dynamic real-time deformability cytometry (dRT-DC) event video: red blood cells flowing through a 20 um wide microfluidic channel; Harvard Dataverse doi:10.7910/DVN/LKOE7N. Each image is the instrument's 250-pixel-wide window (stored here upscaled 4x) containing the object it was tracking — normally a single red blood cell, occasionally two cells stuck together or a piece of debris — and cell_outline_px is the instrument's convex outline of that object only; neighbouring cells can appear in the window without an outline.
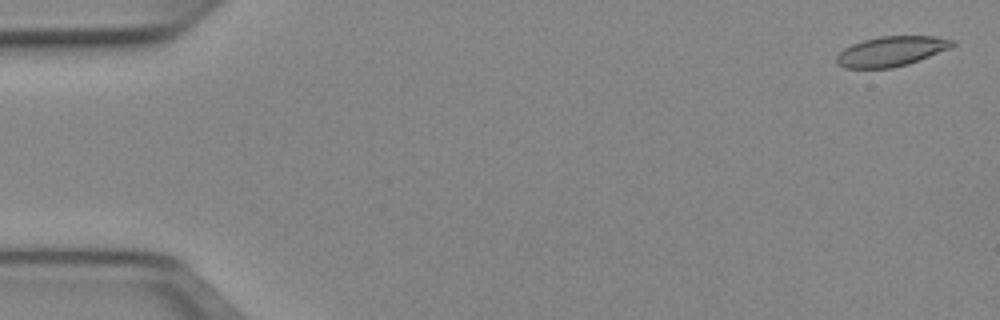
{"species": "Egyptian fruit bat (a non-hibernating species)", "species_latin": "Rousettus aegyptiacus", "temperature_condition": "cold", "stored_images_in_passage": 52, "camera_frame_rate_fps": 3000, "um_per_image_px": 0.085, "animal": {"sex": "female"}, "frame": {"image": 1, "passage_image": 2, "time_ms": 0.333, "image_size_px": [1000, 320], "cell_outline_px": [[956, 44], [952, 48], [908, 64], [892, 68], [844, 68], [836, 64], [836, 56], [844, 48], [852, 44], [864, 40], [880, 36], [936, 36], [956, 40]], "centroid_in_image_um": [75.79, 4.36], "position_along_channel_um": 9.2, "area_um2": 20.4}}
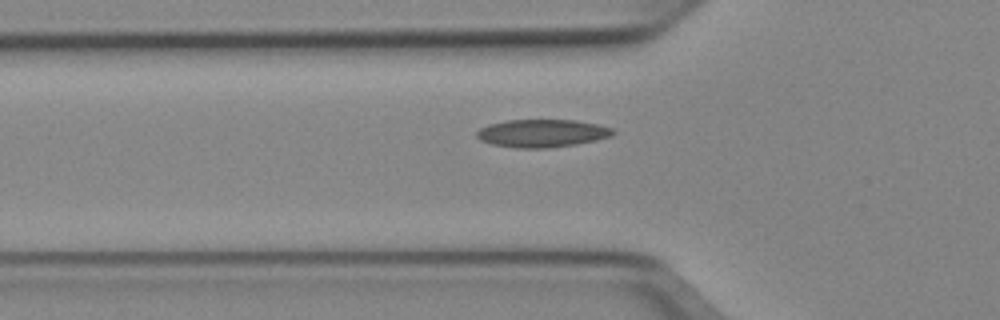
{"frame": {"image": 2, "passage_image": 18, "time_ms": 5.667, "image_size_px": [1000, 320], "cell_outline_px": [[616, 132], [612, 136], [596, 140], [576, 144], [548, 148], [516, 148], [492, 144], [480, 140], [476, 136], [476, 132], [480, 128], [488, 124], [504, 120], [576, 120], [596, 124], [612, 128]], "centroid_in_image_um": [46.06, 11.32], "position_along_channel_um": 79.7, "area_um2": 22.2}}
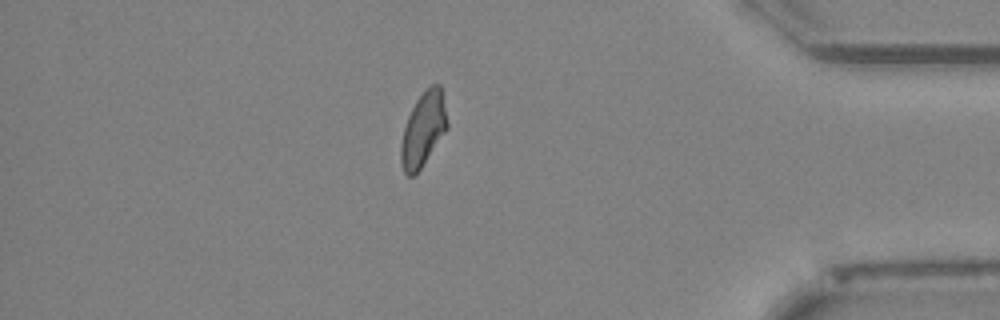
{"frame": {"image": 3, "passage_image": 45, "time_ms": 14.667, "image_size_px": [1000, 320], "cell_outline_px": [[448, 128], [420, 168], [412, 176], [408, 176], [404, 172], [400, 164], [400, 144], [404, 128], [408, 116], [416, 100], [432, 84], [440, 84], [448, 124]], "centroid_in_image_um": [35.96, 11.01], "position_along_channel_um": 399.2, "area_um2": 19.65}, "authors_computed_cell_mechanics": {"area_um2": 20.3456, "velocity_mm_per_s": 3.932, "shape_relaxation_time_tau1_ms": null, "shape_relaxation_time_tau2_ms": 3.4437, "deformation_change_tau1": null, "deformation_change_tau2": 0.0724}}